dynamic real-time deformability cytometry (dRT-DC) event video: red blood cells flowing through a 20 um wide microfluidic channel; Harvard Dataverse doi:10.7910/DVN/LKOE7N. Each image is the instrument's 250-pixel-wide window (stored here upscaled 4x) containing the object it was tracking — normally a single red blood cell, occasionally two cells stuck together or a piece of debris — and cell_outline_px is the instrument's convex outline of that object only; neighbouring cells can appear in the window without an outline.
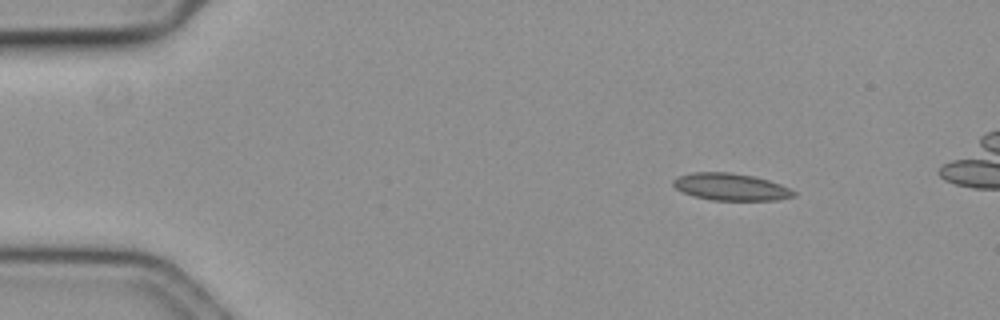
{"species": "common noctule bat (a hibernating species)", "species_latin": "Nyctalus noctula", "temperature_condition": "cold", "stored_images_in_passage": 48, "camera_frame_rate_fps": 3000, "um_per_image_px": 0.085, "animal": {"sex": "female", "body_mass_g": 19.3, "forearm_length_mm": 54.1}, "frame": {"image": 1, "passage_image": 1, "time_ms": 0.0, "image_size_px": [1000, 320], "cell_outline_px": [[796, 196], [776, 200], [712, 200], [692, 196], [676, 188], [672, 184], [672, 180], [680, 176], [692, 172], [728, 172], [752, 176], [768, 180], [780, 184], [796, 192]], "centroid_in_image_um": [62.11, 15.89], "position_along_channel_um": 22.9, "area_um2": 18.9}}
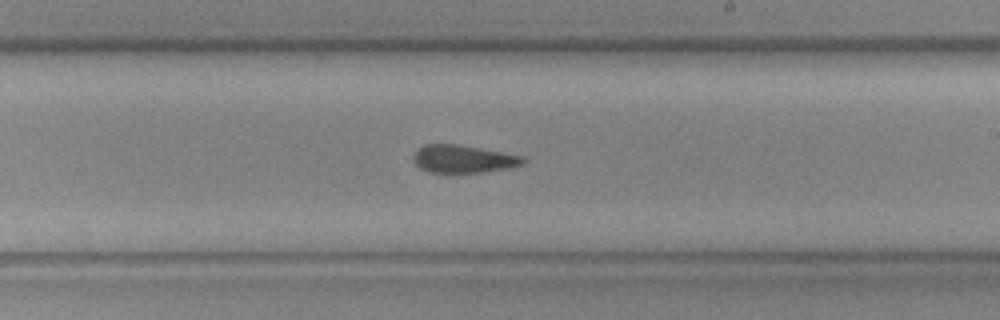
{"frame": {"image": 2, "passage_image": 27, "time_ms": 8.667, "image_size_px": [1000, 320], "cell_outline_px": [[528, 160], [524, 164], [508, 168], [484, 172], [452, 176], [428, 172], [420, 168], [416, 164], [412, 156], [424, 144], [456, 144], [500, 152], [520, 156]], "centroid_in_image_um": [39.34, 13.57], "position_along_channel_um": 249.7, "area_um2": 18.26}}
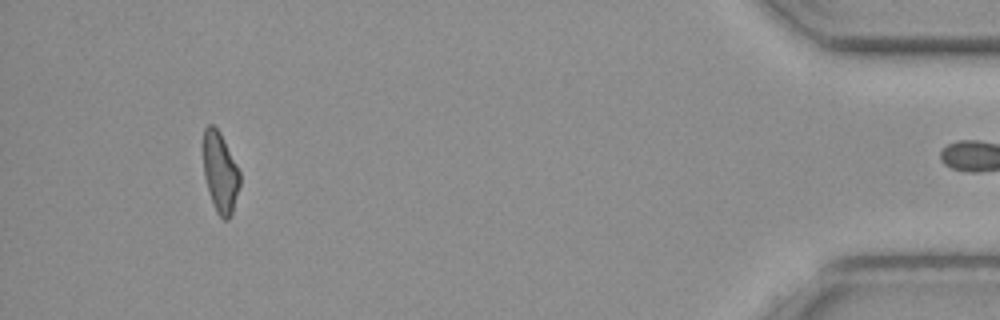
{"frame": {"image": 3, "passage_image": 47, "time_ms": 15.333, "image_size_px": [1000, 320], "cell_outline_px": [[240, 184], [232, 212], [228, 220], [224, 220], [216, 212], [204, 176], [204, 128], [208, 124], [212, 124], [220, 132], [240, 172]], "centroid_in_image_um": [18.72, 14.65], "position_along_channel_um": 416.5, "area_um2": 16.76}, "authors_computed_cell_mechanics": {"area_um2": 18.4382, "velocity_mm_per_s": 3.5949, "shape_relaxation_time_tau1_ms": null, "shape_relaxation_time_tau2_ms": 5.6671, "deformation_change_tau1": null, "deformation_change_tau2": 0.1159}}